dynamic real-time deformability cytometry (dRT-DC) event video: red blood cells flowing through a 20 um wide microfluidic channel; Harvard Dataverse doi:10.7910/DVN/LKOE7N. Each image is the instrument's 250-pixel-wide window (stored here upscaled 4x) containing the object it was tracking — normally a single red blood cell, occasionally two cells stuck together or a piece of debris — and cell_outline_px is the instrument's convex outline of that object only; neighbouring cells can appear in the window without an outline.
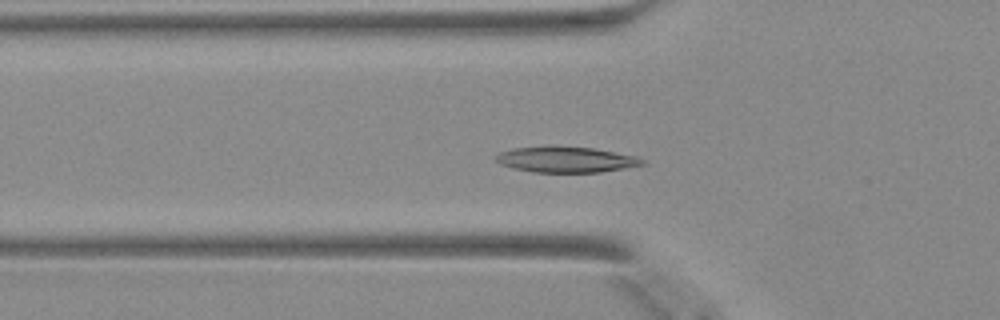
{"species": "Egyptian fruit bat (a non-hibernating species)", "species_latin": "Rousettus aegyptiacus", "temperature_condition": "warm", "stored_images_in_passage": 47, "camera_frame_rate_fps": 3000, "um_per_image_px": 0.085, "animal": {"sex": "female"}, "frame": {"image": 1, "passage_image": 15, "time_ms": 4.667, "image_size_px": [1000, 320], "cell_outline_px": [[648, 164], [600, 172], [532, 172], [512, 168], [500, 164], [496, 160], [496, 156], [500, 152], [512, 148], [548, 144], [556, 144], [592, 148], [636, 156], [644, 160]], "centroid_in_image_um": [48.07, 13.53], "position_along_channel_um": 77.7, "area_um2": 22.54}}
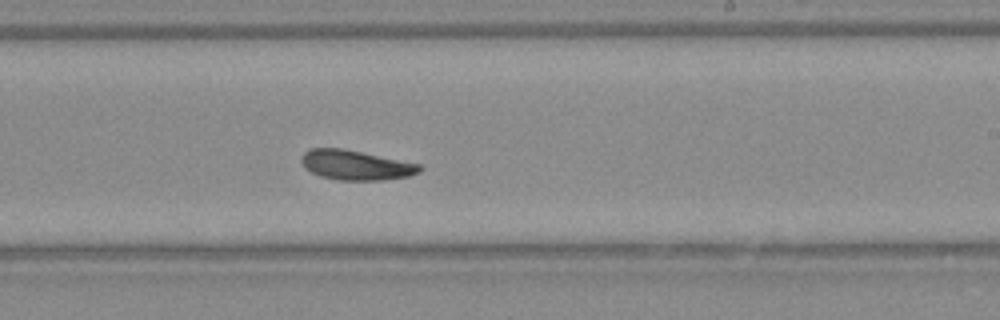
{"frame": {"image": 2, "passage_image": 28, "time_ms": 9.0, "image_size_px": [1000, 320], "cell_outline_px": [[424, 168], [420, 172], [408, 176], [384, 180], [340, 180], [320, 176], [304, 168], [300, 160], [300, 156], [308, 148], [340, 148], [420, 164]], "centroid_in_image_um": [30.21, 14.03], "position_along_channel_um": 258.8, "area_um2": 20.46}}
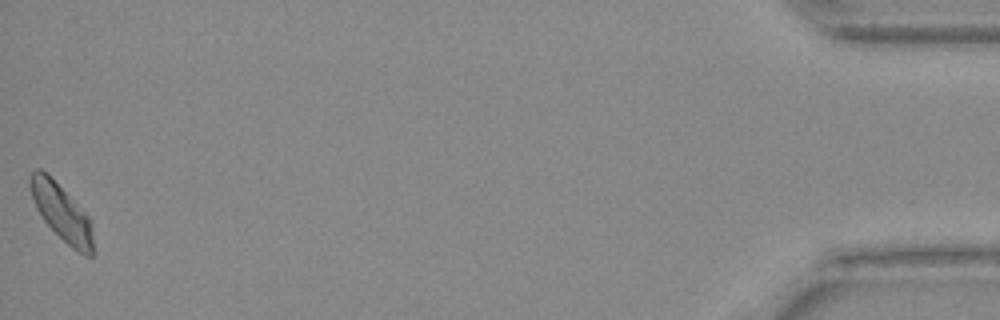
{"frame": {"image": 3, "passage_image": 47, "time_ms": 15.333, "image_size_px": [1000, 320], "cell_outline_px": [[96, 252], [92, 256], [84, 256], [72, 248], [44, 220], [36, 208], [32, 196], [28, 180], [32, 172], [36, 168], [40, 168], [88, 216]], "centroid_in_image_um": [5.25, 18.13], "position_along_channel_um": 430.0, "area_um2": 20.0}}